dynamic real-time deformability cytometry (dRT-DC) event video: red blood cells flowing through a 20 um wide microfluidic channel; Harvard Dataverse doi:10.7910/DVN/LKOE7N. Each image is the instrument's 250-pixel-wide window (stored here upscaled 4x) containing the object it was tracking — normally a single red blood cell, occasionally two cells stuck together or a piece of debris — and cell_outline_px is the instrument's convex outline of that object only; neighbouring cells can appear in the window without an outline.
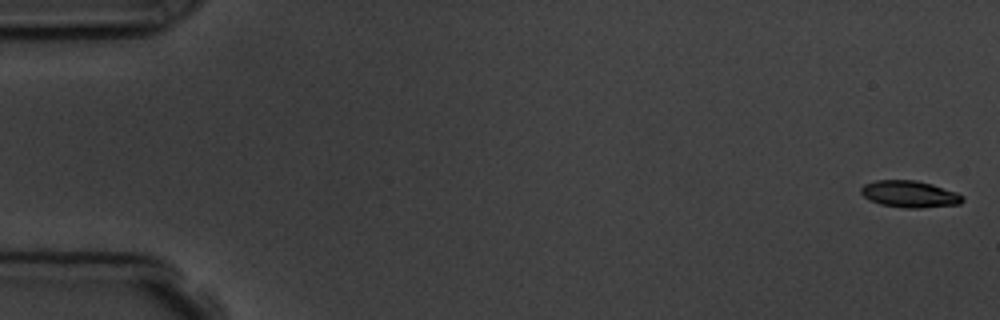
{"species": "common noctule bat (a hibernating species)", "species_latin": "Nyctalus noctula", "temperature_condition": "room temperature", "stored_images_in_passage": 5, "camera_frame_rate_fps": 3000, "um_per_image_px": 0.085, "animal": {"sex": "male", "body_mass_g": 19.5, "forearm_length_mm": 54.6}, "frame": {"image": 1, "passage_image": 1, "time_ms": 0.0, "image_size_px": [1000, 320], "cell_outline_px": [[964, 200], [960, 204], [920, 208], [904, 208], [880, 204], [868, 200], [860, 192], [860, 188], [864, 184], [876, 180], [916, 180], [932, 184], [956, 192], [964, 196]], "centroid_in_image_um": [77.31, 16.5], "position_along_channel_um": 7.7, "area_um2": 15.95}}
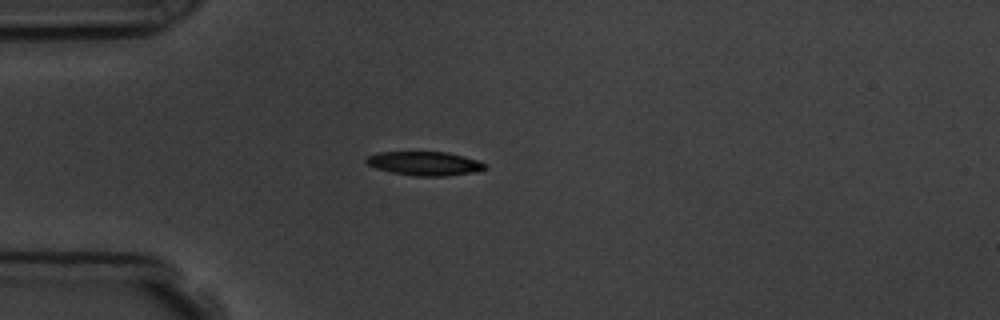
{"frame": {"image": 2, "passage_image": 5, "time_ms": 4.667, "image_size_px": [1000, 320], "cell_outline_px": [[488, 168], [476, 172], [448, 176], [416, 176], [392, 172], [376, 168], [368, 164], [364, 160], [368, 156], [376, 152], [448, 152], [480, 160]], "centroid_in_image_um": [36.13, 13.89], "position_along_channel_um": 48.9, "area_um2": 16.65}}